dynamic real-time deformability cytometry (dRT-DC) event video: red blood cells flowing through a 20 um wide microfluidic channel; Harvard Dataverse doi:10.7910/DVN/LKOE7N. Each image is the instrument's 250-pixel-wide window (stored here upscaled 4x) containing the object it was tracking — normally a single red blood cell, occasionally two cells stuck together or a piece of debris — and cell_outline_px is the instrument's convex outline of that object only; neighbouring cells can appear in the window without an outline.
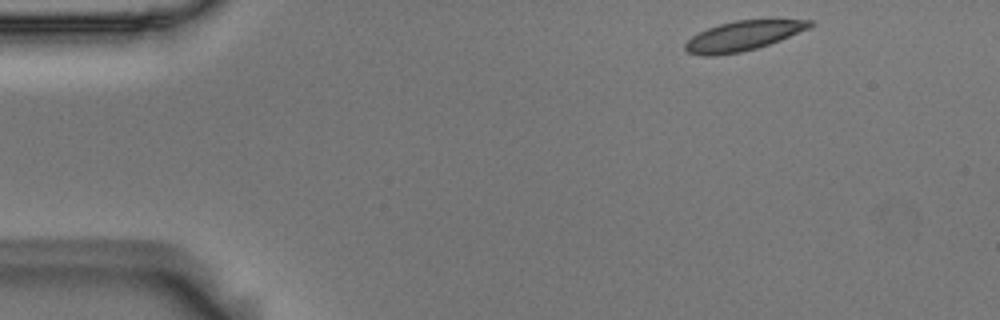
{"species": "Egyptian fruit bat (a non-hibernating species)", "species_latin": "Rousettus aegyptiacus", "temperature_condition": "room temperature", "stored_images_in_passage": 49, "camera_frame_rate_fps": 3000, "um_per_image_px": 0.085, "animal": {"sex": "male"}, "frame": {"image": 1, "passage_image": 1, "time_ms": 0.0, "image_size_px": [1000, 320], "cell_outline_px": [[816, 24], [808, 28], [780, 40], [756, 48], [740, 52], [716, 56], [704, 56], [688, 52], [684, 48], [684, 44], [692, 36], [708, 28], [720, 24], [736, 20], [812, 20]], "centroid_in_image_um": [63.13, 3.05], "position_along_channel_um": 21.9, "area_um2": 21.27}}
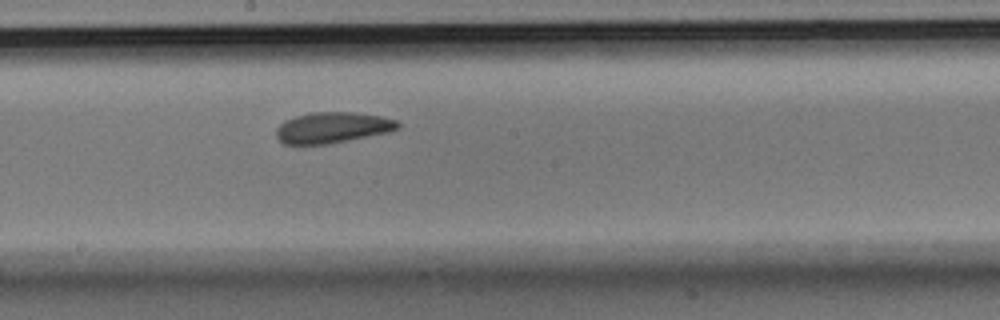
{"frame": {"image": 2, "passage_image": 24, "time_ms": 7.667, "image_size_px": [1000, 320], "cell_outline_px": [[400, 128], [388, 132], [328, 144], [284, 144], [276, 136], [276, 128], [284, 120], [296, 116], [312, 112], [352, 112], [380, 116], [396, 120], [400, 124]], "centroid_in_image_um": [28.25, 10.84], "position_along_channel_um": 220.0, "area_um2": 21.79}}
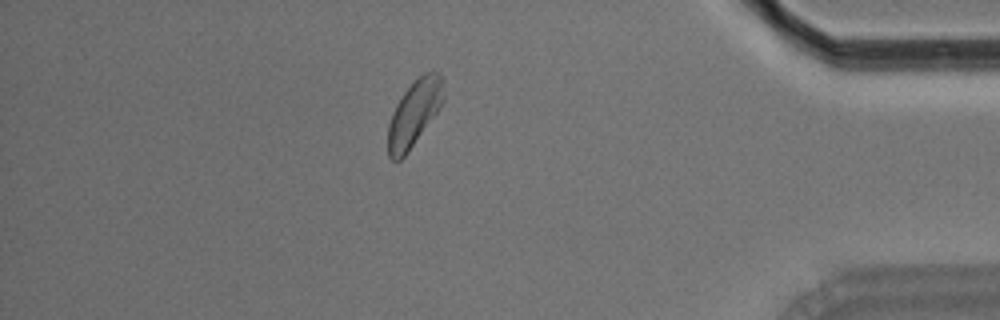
{"frame": {"image": 3, "passage_image": 42, "time_ms": 13.667, "image_size_px": [1000, 320], "cell_outline_px": [[444, 100], [440, 108], [408, 152], [400, 160], [392, 160], [388, 156], [388, 124], [392, 112], [396, 104], [404, 92], [424, 72], [432, 68], [440, 72], [444, 76]], "centroid_in_image_um": [35.25, 9.57], "position_along_channel_um": 400.0, "area_um2": 21.62}, "authors_computed_cell_mechanics": {"area_um2": 21.6172, "velocity_mm_per_s": 3.6257, "shape_relaxation_time_tau1_ms": 7.6836, "shape_relaxation_time_tau2_ms": null, "deformation_change_tau1": 0.1245, "deformation_change_tau2": null}}